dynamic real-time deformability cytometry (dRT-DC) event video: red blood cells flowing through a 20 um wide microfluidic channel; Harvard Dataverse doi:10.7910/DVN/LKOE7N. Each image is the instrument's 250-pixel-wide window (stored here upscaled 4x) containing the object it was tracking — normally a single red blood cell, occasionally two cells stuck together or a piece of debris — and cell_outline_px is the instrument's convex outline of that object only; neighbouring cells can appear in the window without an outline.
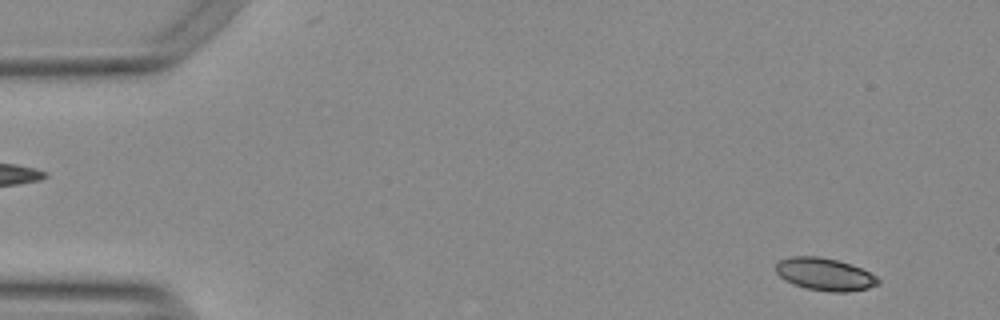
{"species": "Egyptian fruit bat (a non-hibernating species)", "species_latin": "Rousettus aegyptiacus", "temperature_condition": "warm", "stored_images_in_passage": 51, "camera_frame_rate_fps": 3000, "um_per_image_px": 0.085, "animal": {"sex": "female"}, "frame": {"image": 1, "passage_image": 4, "time_ms": 1.0, "image_size_px": [1000, 320], "cell_outline_px": [[880, 284], [868, 288], [848, 292], [828, 292], [808, 288], [792, 284], [784, 280], [776, 272], [776, 264], [780, 260], [792, 256], [820, 256], [836, 260], [860, 268], [876, 276], [880, 280]], "centroid_in_image_um": [70.1, 23.32], "position_along_channel_um": 14.9, "area_um2": 19.31}}
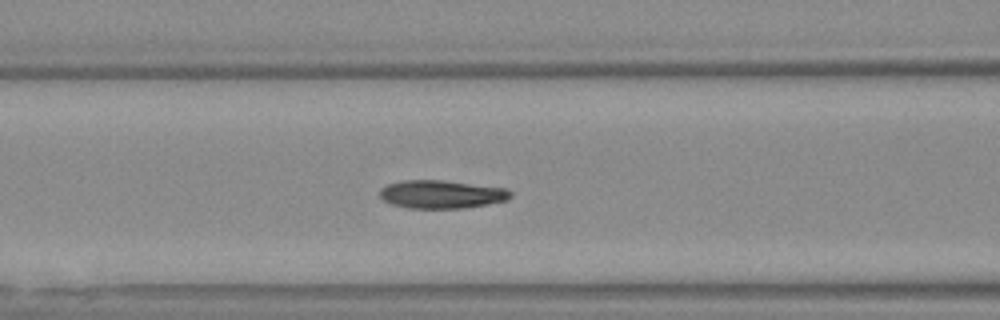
{"frame": {"image": 2, "passage_image": 22, "time_ms": 7.0, "image_size_px": [1000, 320], "cell_outline_px": [[512, 196], [508, 200], [488, 204], [464, 208], [408, 208], [392, 204], [384, 200], [380, 196], [380, 188], [388, 184], [404, 180], [440, 180], [508, 188], [512, 192]], "centroid_in_image_um": [37.56, 16.51], "position_along_channel_um": 129.0, "area_um2": 21.5}}
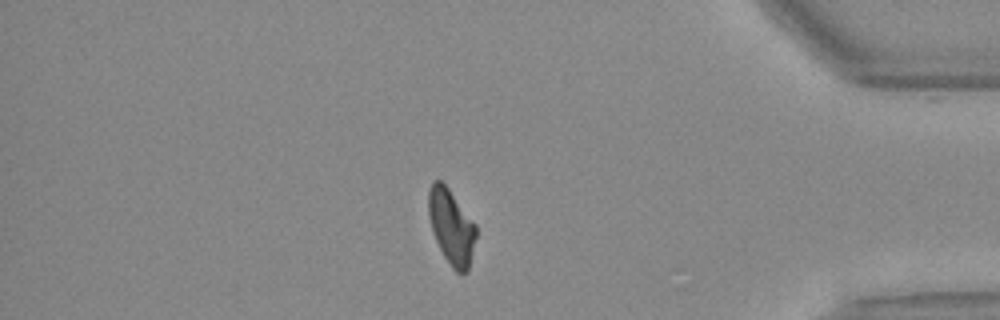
{"frame": {"image": 3, "passage_image": 46, "time_ms": 15.0, "image_size_px": [1000, 320], "cell_outline_px": [[476, 236], [468, 272], [460, 276], [452, 268], [444, 256], [432, 232], [428, 216], [428, 188], [432, 180], [440, 180], [448, 188], [476, 224]], "centroid_in_image_um": [38.35, 19.29], "position_along_channel_um": 396.8, "area_um2": 20.98}}